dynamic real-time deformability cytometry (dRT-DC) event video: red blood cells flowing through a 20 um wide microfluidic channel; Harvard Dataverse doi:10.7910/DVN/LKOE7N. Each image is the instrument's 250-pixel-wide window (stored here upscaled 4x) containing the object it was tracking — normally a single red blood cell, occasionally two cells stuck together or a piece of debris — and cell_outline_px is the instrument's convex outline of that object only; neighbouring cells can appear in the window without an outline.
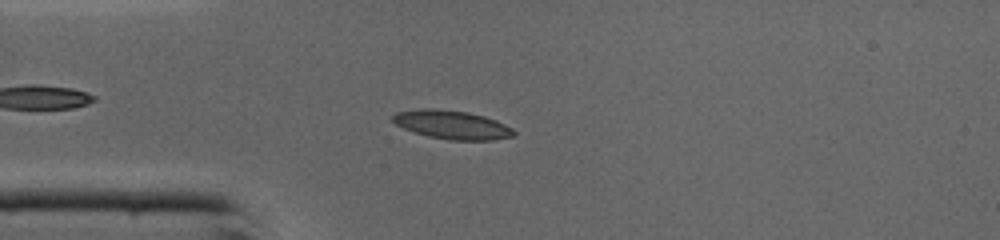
{"species": "common noctule bat (a hibernating species)", "species_latin": "Nyctalus noctula", "temperature_condition": "cold", "stored_images_in_passage": 43, "camera_frame_rate_fps": 3000, "um_per_image_px": 0.085, "animal": {"sex": "male", "body_mass_g": 19.0, "forearm_length_mm": 50.8}, "frame": {"image": 1, "passage_image": 9, "time_ms": 2.667, "image_size_px": [1000, 240], "cell_outline_px": [[516, 132], [512, 136], [492, 140], [448, 140], [428, 136], [404, 128], [396, 124], [392, 120], [392, 116], [396, 112], [420, 108], [432, 108], [468, 112], [484, 116], [496, 120], [512, 128]], "centroid_in_image_um": [38.41, 10.6], "position_along_channel_um": 46.6, "area_um2": 20.11}}
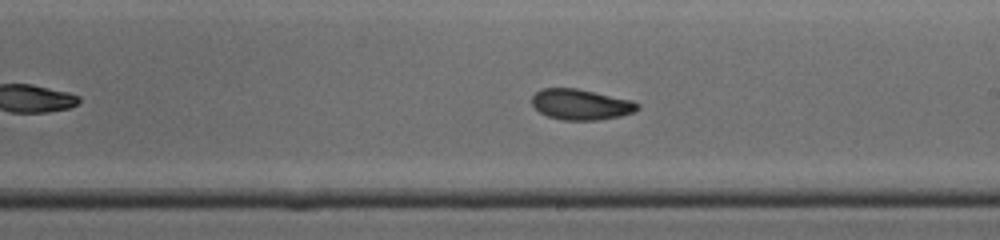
{"frame": {"image": 2, "passage_image": 23, "time_ms": 7.333, "image_size_px": [1000, 240], "cell_outline_px": [[640, 108], [632, 112], [620, 116], [600, 120], [564, 120], [548, 116], [540, 112], [532, 104], [532, 96], [536, 92], [544, 88], [576, 88], [632, 100], [640, 104]], "centroid_in_image_um": [49.39, 8.88], "position_along_channel_um": 239.6, "area_um2": 18.79}}
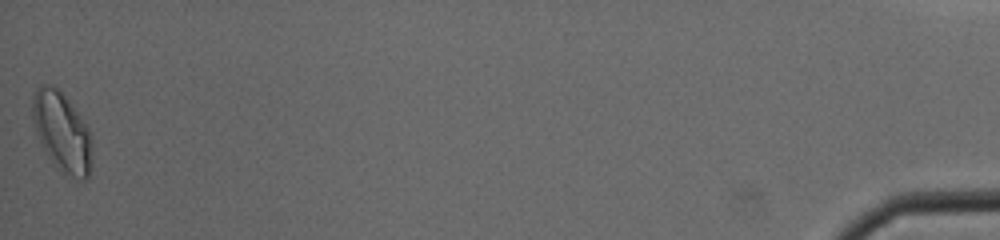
{"frame": {"image": 3, "passage_image": 43, "time_ms": 14.0, "image_size_px": [1000, 240], "cell_outline_px": [[92, 160], [88, 180], [80, 180], [60, 172], [52, 164], [40, 144], [36, 132], [32, 116], [32, 100], [36, 88], [40, 84], [52, 84], [64, 96], [80, 116], [88, 128], [92, 148]], "centroid_in_image_um": [5.26, 11.27], "position_along_channel_um": 429.9, "area_um2": 27.8}, "authors_computed_cell_mechanics": {"area_um2": 19.2474, "velocity_mm_per_s": 4.3801, "shape_relaxation_time_tau1_ms": 3.0215, "shape_relaxation_time_tau2_ms": 1.6634, "deformation_change_tau1": 0.1374, "deformation_change_tau2": 0.0735}}